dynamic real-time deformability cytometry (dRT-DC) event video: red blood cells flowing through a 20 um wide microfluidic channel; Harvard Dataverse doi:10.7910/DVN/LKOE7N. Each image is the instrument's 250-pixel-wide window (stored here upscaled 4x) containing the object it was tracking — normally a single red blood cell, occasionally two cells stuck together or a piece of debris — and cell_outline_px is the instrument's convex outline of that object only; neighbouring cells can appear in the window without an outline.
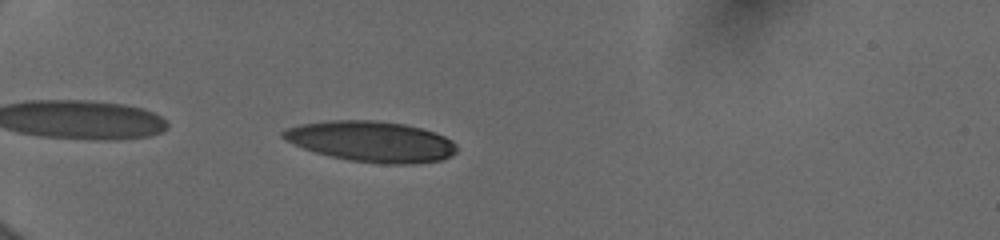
{"species": "human", "species_latin": "Homo sapiens", "temperature_condition": "cold", "stored_images_in_passage": 34, "camera_frame_rate_fps": 3000, "um_per_image_px": 0.085, "donor": {"sex": "female"}, "frame": {"image": 1, "passage_image": 2, "time_ms": 0.333, "image_size_px": [1000, 240], "cell_outline_px": [[456, 152], [452, 156], [440, 160], [412, 164], [384, 164], [348, 160], [316, 152], [304, 148], [284, 140], [280, 136], [280, 132], [284, 128], [300, 124], [332, 120], [376, 120], [404, 124], [420, 128], [444, 136], [452, 140], [456, 144]], "centroid_in_image_um": [31.54, 12.02], "position_along_channel_um": 53.5, "area_um2": 41.21}}
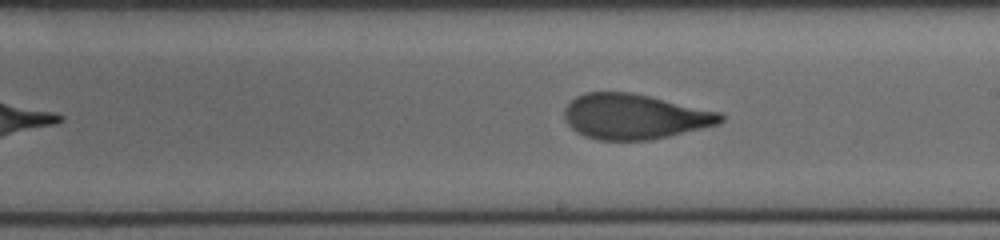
{"frame": {"image": 2, "passage_image": 18, "time_ms": 5.667, "image_size_px": [1000, 240], "cell_outline_px": [[724, 120], [720, 124], [652, 140], [596, 140], [584, 136], [576, 132], [568, 124], [564, 116], [564, 108], [576, 96], [584, 92], [632, 92], [720, 112], [724, 116]], "centroid_in_image_um": [53.92, 9.91], "position_along_channel_um": 235.1, "area_um2": 41.27}}
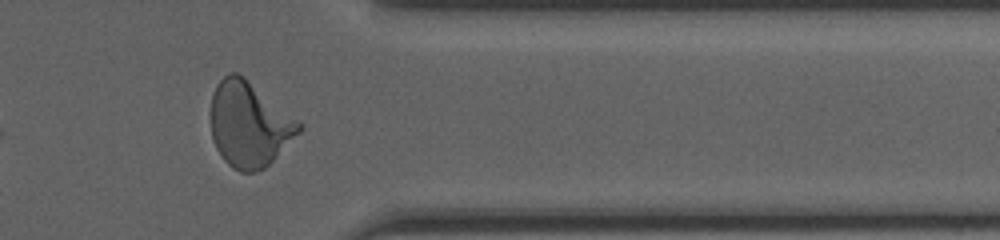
{"frame": {"image": 3, "passage_image": 30, "time_ms": 9.667, "image_size_px": [1000, 240], "cell_outline_px": [[304, 128], [264, 168], [256, 172], [240, 172], [232, 168], [224, 160], [216, 148], [212, 140], [212, 96], [216, 84], [228, 72], [236, 72], [244, 76], [300, 120], [304, 124]], "centroid_in_image_um": [21.2, 10.55], "position_along_channel_um": 390.2, "area_um2": 43.87}, "authors_computed_cell_mechanics": {"area_um2": 41.3848, "velocity_mm_per_s": 4.0073, "shape_relaxation_time_tau1_ms": 4.5742, "shape_relaxation_time_tau2_ms": 1.0738, "deformation_change_tau1": 0.2035, "deformation_change_tau2": 0.0853}}